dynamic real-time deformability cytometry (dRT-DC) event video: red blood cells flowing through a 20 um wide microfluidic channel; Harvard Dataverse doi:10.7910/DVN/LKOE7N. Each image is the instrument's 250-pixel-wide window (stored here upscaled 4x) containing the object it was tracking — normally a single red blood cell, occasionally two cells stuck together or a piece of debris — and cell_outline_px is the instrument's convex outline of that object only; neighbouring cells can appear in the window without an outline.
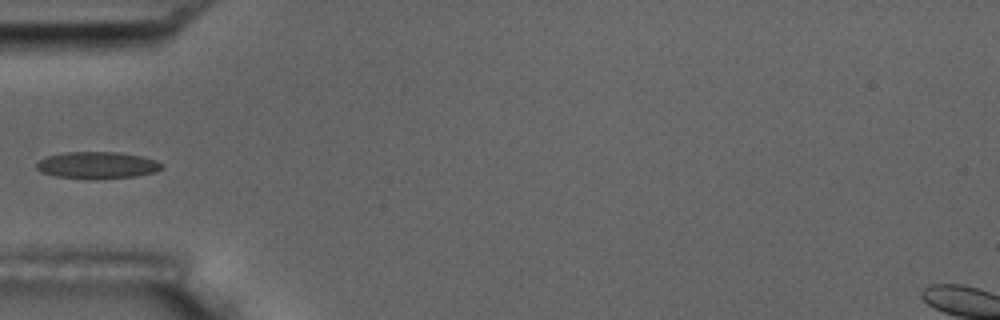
{"species": "common noctule bat (a hibernating species)", "species_latin": "Nyctalus noctula", "temperature_condition": "room temperature", "stored_images_in_passage": 5, "camera_frame_rate_fps": 3000, "um_per_image_px": 0.085, "animal": {"sex": "male", "body_mass_g": 17.5, "forearm_length_mm": 52.3}, "frame": {"image": 1, "passage_image": 5, "time_ms": 4.333, "image_size_px": [1000, 320], "cell_outline_px": [[164, 164], [156, 172], [136, 176], [96, 180], [56, 176], [40, 172], [36, 168], [36, 164], [40, 160], [48, 156], [64, 152], [116, 152], [140, 156], [156, 160]], "centroid_in_image_um": [8.26, 14.05], "position_along_channel_um": 76.7, "area_um2": 19.71}}